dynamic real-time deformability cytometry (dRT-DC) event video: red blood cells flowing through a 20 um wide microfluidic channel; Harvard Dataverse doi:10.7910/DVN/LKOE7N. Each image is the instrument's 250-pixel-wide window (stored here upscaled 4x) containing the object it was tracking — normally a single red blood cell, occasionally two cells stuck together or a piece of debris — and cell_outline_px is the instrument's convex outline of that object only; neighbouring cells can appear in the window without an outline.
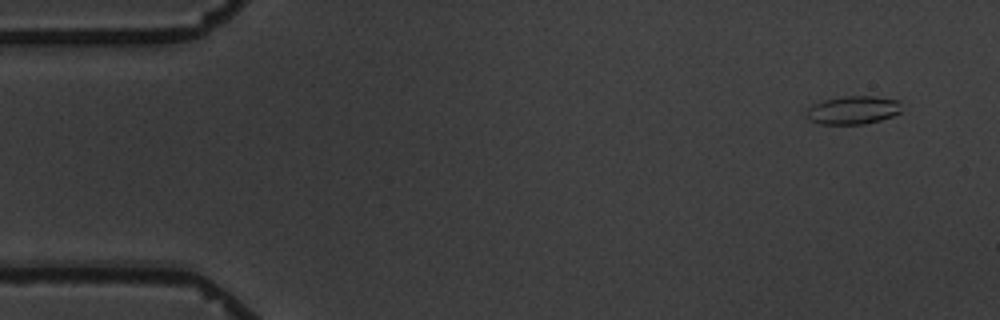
{"species": "common noctule bat (a hibernating species)", "species_latin": "Nyctalus noctula", "temperature_condition": "warm", "stored_images_in_passage": 5, "camera_frame_rate_fps": 3000, "um_per_image_px": 0.085, "animal": {"sex": "male", "body_mass_g": 19.5, "forearm_length_mm": 54.6}, "frame": {"image": 1, "passage_image": 1, "time_ms": 0.0, "image_size_px": [1000, 320], "cell_outline_px": [[900, 112], [892, 116], [880, 120], [864, 124], [820, 124], [808, 120], [804, 116], [804, 112], [812, 104], [824, 100], [844, 96], [872, 96], [900, 100]], "centroid_in_image_um": [72.45, 9.36], "position_along_channel_um": 12.6, "area_um2": 15.84}}
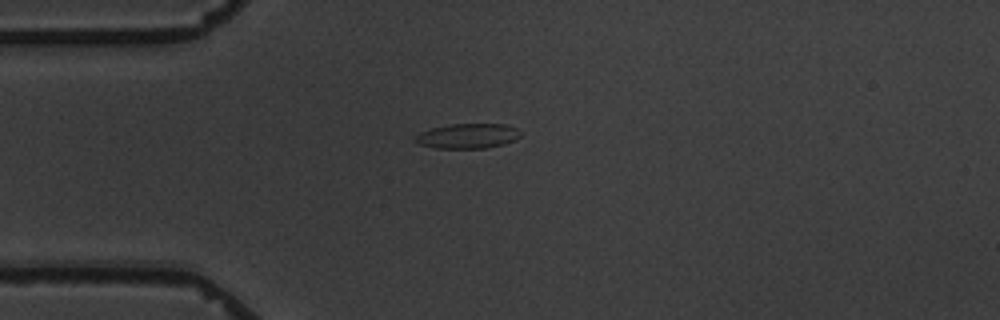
{"frame": {"image": 2, "passage_image": 4, "time_ms": 3.667, "image_size_px": [1000, 320], "cell_outline_px": [[520, 136], [516, 140], [504, 144], [484, 148], [436, 148], [420, 144], [412, 140], [412, 136], [420, 132], [432, 128], [448, 124], [504, 124], [516, 128], [520, 132]], "centroid_in_image_um": [39.72, 11.56], "position_along_channel_um": 45.3, "area_um2": 15.37}}
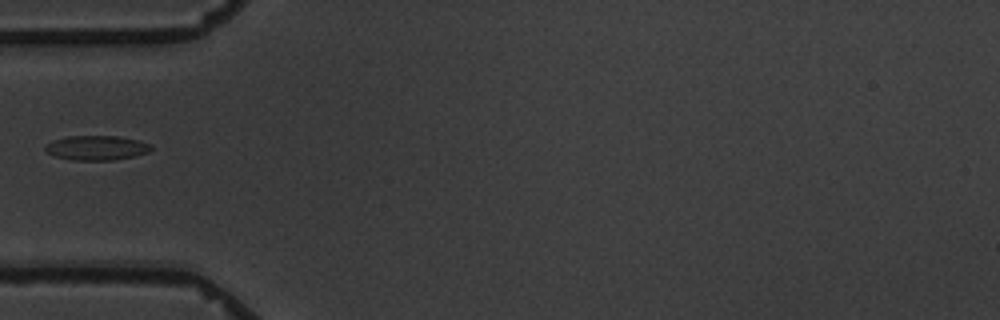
{"frame": {"image": 3, "passage_image": 5, "time_ms": 5.0, "image_size_px": [1000, 320], "cell_outline_px": [[152, 148], [148, 152], [136, 156], [112, 160], [72, 160], [56, 156], [48, 152], [44, 148], [44, 144], [52, 140], [68, 136], [116, 136], [136, 140], [152, 144]], "centroid_in_image_um": [8.2, 12.56], "position_along_channel_um": 76.8, "area_um2": 15.14}}